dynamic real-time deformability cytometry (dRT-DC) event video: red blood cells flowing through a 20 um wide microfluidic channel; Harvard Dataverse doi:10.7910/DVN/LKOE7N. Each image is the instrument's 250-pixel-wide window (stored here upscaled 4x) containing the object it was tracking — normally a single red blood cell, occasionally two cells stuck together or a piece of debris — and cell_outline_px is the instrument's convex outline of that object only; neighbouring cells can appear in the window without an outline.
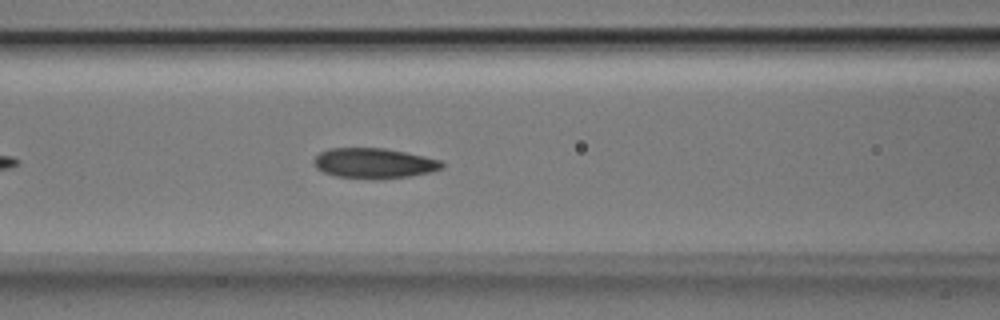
{"species": "Egyptian fruit bat (a non-hibernating species)", "species_latin": "Rousettus aegyptiacus", "temperature_condition": "room temperature", "stored_images_in_passage": 26, "camera_frame_rate_fps": 3000, "um_per_image_px": 0.085, "animal": {"sex": "male"}, "frame": {"image": 1, "passage_image": 10, "time_ms": 3.0, "image_size_px": [1000, 320], "cell_outline_px": [[444, 168], [432, 172], [408, 176], [336, 176], [324, 172], [316, 168], [312, 164], [312, 160], [320, 152], [328, 148], [384, 148], [424, 156], [440, 160], [444, 164]], "centroid_in_image_um": [31.77, 13.82], "position_along_channel_um": 134.8, "area_um2": 21.73}}
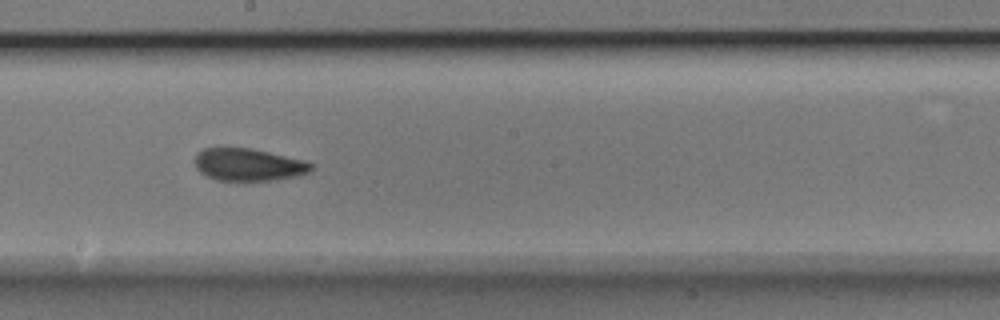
{"frame": {"image": 2, "passage_image": 17, "time_ms": 5.333, "image_size_px": [1000, 320], "cell_outline_px": [[312, 168], [308, 172], [296, 176], [272, 180], [216, 180], [200, 172], [196, 168], [192, 160], [196, 152], [204, 148], [252, 148], [304, 160], [312, 164]], "centroid_in_image_um": [21.05, 13.98], "position_along_channel_um": 227.1, "area_um2": 21.96}}
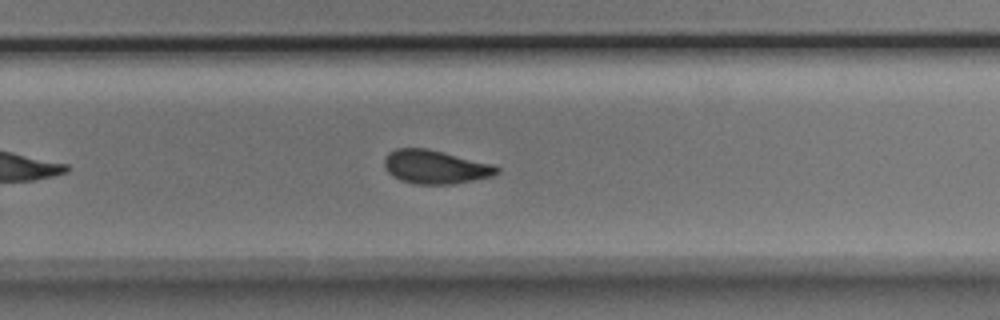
{"frame": {"image": 3, "passage_image": 22, "time_ms": 7.0, "image_size_px": [1000, 320], "cell_outline_px": [[500, 172], [492, 176], [452, 184], [416, 184], [400, 180], [392, 176], [388, 172], [384, 164], [384, 160], [388, 152], [396, 148], [428, 148], [496, 164], [500, 168]], "centroid_in_image_um": [37.03, 14.17], "position_along_channel_um": 292.8, "area_um2": 22.31}}